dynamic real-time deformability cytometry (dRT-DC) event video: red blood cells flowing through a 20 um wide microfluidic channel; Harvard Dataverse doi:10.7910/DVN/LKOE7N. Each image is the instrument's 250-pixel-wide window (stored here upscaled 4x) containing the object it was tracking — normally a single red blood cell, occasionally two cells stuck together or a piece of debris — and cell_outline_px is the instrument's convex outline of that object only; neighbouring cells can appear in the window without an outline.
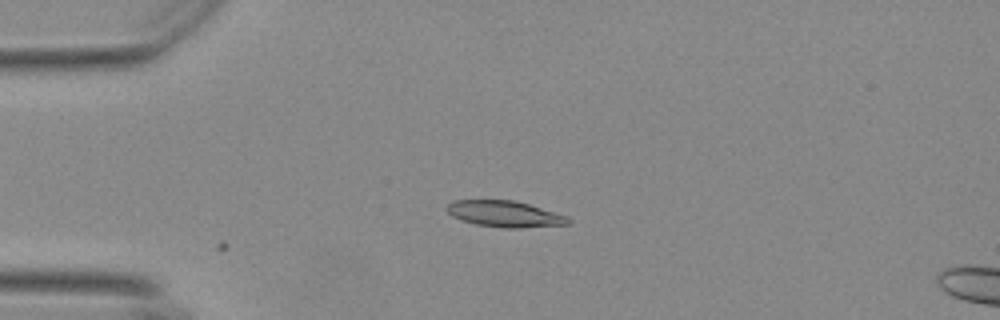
{"species": "Egyptian fruit bat (a non-hibernating species)", "species_latin": "Rousettus aegyptiacus", "temperature_condition": "warm", "stored_images_in_passage": 5, "camera_frame_rate_fps": 3000, "um_per_image_px": 0.085, "animal": {"sex": "female"}, "frame": {"image": 1, "passage_image": 1, "time_ms": 0.0, "image_size_px": [1000, 320], "cell_outline_px": [[572, 220], [568, 224], [520, 228], [504, 228], [476, 224], [452, 216], [444, 208], [448, 204], [456, 200], [512, 200], [528, 204], [568, 216]], "centroid_in_image_um": [42.91, 18.18], "position_along_channel_um": 42.1, "area_um2": 18.38}}